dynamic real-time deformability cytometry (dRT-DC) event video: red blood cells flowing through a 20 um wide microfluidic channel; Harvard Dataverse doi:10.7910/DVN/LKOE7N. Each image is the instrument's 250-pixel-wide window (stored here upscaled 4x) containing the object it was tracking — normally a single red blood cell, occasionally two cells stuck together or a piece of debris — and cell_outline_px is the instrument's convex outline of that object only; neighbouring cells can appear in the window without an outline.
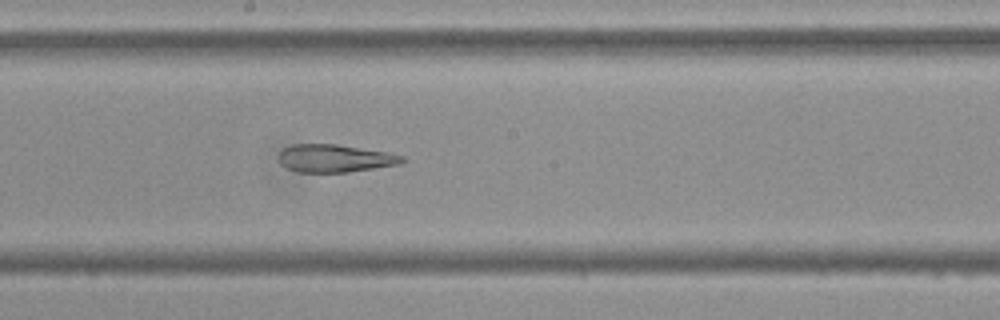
{"species": "Egyptian fruit bat (a non-hibernating species)", "species_latin": "Rousettus aegyptiacus", "temperature_condition": "cold", "stored_images_in_passage": 45, "camera_frame_rate_fps": 3000, "um_per_image_px": 0.085, "frame": {"image": 1, "passage_image": 20, "time_ms": 6.333, "image_size_px": [1000, 320], "cell_outline_px": [[408, 160], [400, 164], [344, 172], [296, 172], [280, 164], [280, 152], [284, 148], [292, 144], [336, 144], [388, 152], [404, 156]], "centroid_in_image_um": [28.48, 13.45], "position_along_channel_um": 219.7, "area_um2": 19.88}}
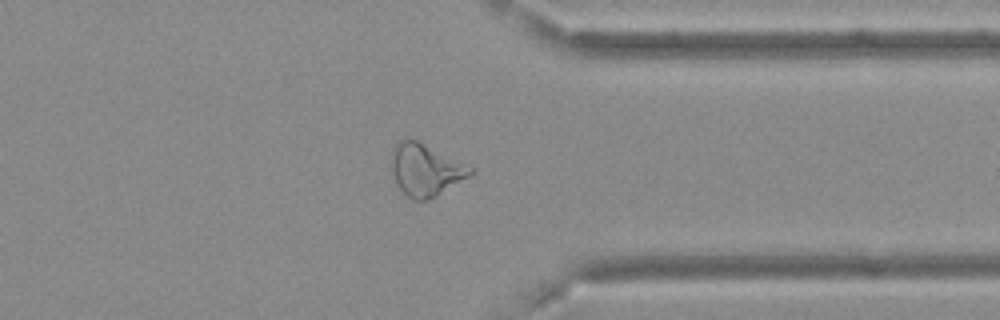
{"frame": {"image": 2, "passage_image": 33, "time_ms": 10.667, "image_size_px": [1000, 320], "cell_outline_px": [[476, 172], [436, 196], [424, 200], [412, 200], [400, 188], [392, 172], [392, 148], [400, 140], [416, 140], [472, 168]], "centroid_in_image_um": [36.16, 14.45], "position_along_channel_um": 375.2, "area_um2": 23.18}}
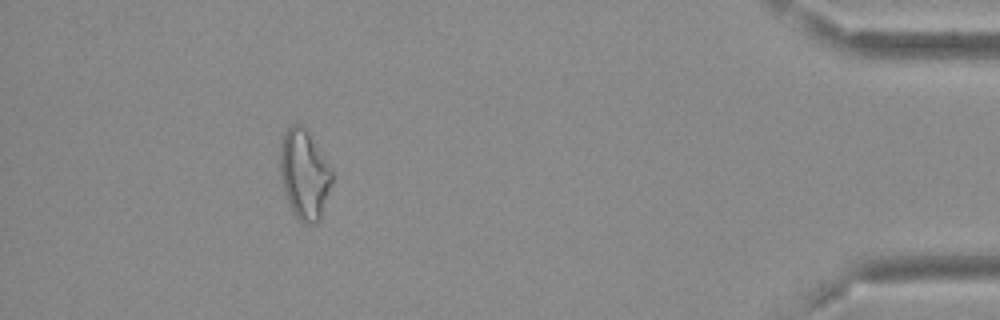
{"frame": {"image": 3, "passage_image": 40, "time_ms": 13.0, "image_size_px": [1000, 320], "cell_outline_px": [[332, 184], [320, 220], [316, 224], [304, 224], [292, 212], [284, 192], [280, 176], [280, 148], [284, 132], [292, 124], [300, 124], [304, 128], [332, 172]], "centroid_in_image_um": [25.84, 14.89], "position_along_channel_um": 409.4, "area_um2": 26.65}, "authors_computed_cell_mechanics": {"area_um2": 23.1778, "velocity_mm_per_s": 3.6896, "shape_relaxation_time_tau1_ms": null, "shape_relaxation_time_tau2_ms": 4.8686, "deformation_change_tau1": null, "deformation_change_tau2": 0.1549}}